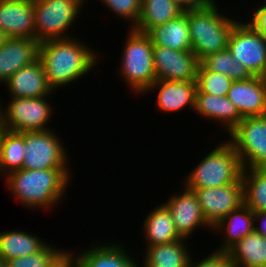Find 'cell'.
<instances>
[{"label": "cell", "mask_w": 266, "mask_h": 267, "mask_svg": "<svg viewBox=\"0 0 266 267\" xmlns=\"http://www.w3.org/2000/svg\"><path fill=\"white\" fill-rule=\"evenodd\" d=\"M50 97L11 98L6 109L0 103L4 129L14 132L49 130L46 124L54 111L52 104L48 103Z\"/></svg>", "instance_id": "obj_8"}, {"label": "cell", "mask_w": 266, "mask_h": 267, "mask_svg": "<svg viewBox=\"0 0 266 267\" xmlns=\"http://www.w3.org/2000/svg\"><path fill=\"white\" fill-rule=\"evenodd\" d=\"M128 254L119 242L94 244L77 253V267H141Z\"/></svg>", "instance_id": "obj_19"}, {"label": "cell", "mask_w": 266, "mask_h": 267, "mask_svg": "<svg viewBox=\"0 0 266 267\" xmlns=\"http://www.w3.org/2000/svg\"><path fill=\"white\" fill-rule=\"evenodd\" d=\"M97 54L75 37L44 41L38 49V59L54 92L91 72L98 64Z\"/></svg>", "instance_id": "obj_1"}, {"label": "cell", "mask_w": 266, "mask_h": 267, "mask_svg": "<svg viewBox=\"0 0 266 267\" xmlns=\"http://www.w3.org/2000/svg\"><path fill=\"white\" fill-rule=\"evenodd\" d=\"M227 48L253 76L266 77V38L248 22L234 25Z\"/></svg>", "instance_id": "obj_10"}, {"label": "cell", "mask_w": 266, "mask_h": 267, "mask_svg": "<svg viewBox=\"0 0 266 267\" xmlns=\"http://www.w3.org/2000/svg\"><path fill=\"white\" fill-rule=\"evenodd\" d=\"M4 127H3V121H2V115H1V111H0V138H1V135L4 131Z\"/></svg>", "instance_id": "obj_40"}, {"label": "cell", "mask_w": 266, "mask_h": 267, "mask_svg": "<svg viewBox=\"0 0 266 267\" xmlns=\"http://www.w3.org/2000/svg\"><path fill=\"white\" fill-rule=\"evenodd\" d=\"M228 137L243 169L266 168V115L243 118Z\"/></svg>", "instance_id": "obj_7"}, {"label": "cell", "mask_w": 266, "mask_h": 267, "mask_svg": "<svg viewBox=\"0 0 266 267\" xmlns=\"http://www.w3.org/2000/svg\"><path fill=\"white\" fill-rule=\"evenodd\" d=\"M185 240L146 247L142 267H188L192 255Z\"/></svg>", "instance_id": "obj_24"}, {"label": "cell", "mask_w": 266, "mask_h": 267, "mask_svg": "<svg viewBox=\"0 0 266 267\" xmlns=\"http://www.w3.org/2000/svg\"><path fill=\"white\" fill-rule=\"evenodd\" d=\"M243 167L231 143L223 141L197 164L188 174L186 188L222 187L242 177Z\"/></svg>", "instance_id": "obj_4"}, {"label": "cell", "mask_w": 266, "mask_h": 267, "mask_svg": "<svg viewBox=\"0 0 266 267\" xmlns=\"http://www.w3.org/2000/svg\"><path fill=\"white\" fill-rule=\"evenodd\" d=\"M7 35H5L0 29V46L6 41Z\"/></svg>", "instance_id": "obj_39"}, {"label": "cell", "mask_w": 266, "mask_h": 267, "mask_svg": "<svg viewBox=\"0 0 266 267\" xmlns=\"http://www.w3.org/2000/svg\"><path fill=\"white\" fill-rule=\"evenodd\" d=\"M157 88L156 103L160 110L172 113L189 106L194 111L196 81L156 80L144 94Z\"/></svg>", "instance_id": "obj_18"}, {"label": "cell", "mask_w": 266, "mask_h": 267, "mask_svg": "<svg viewBox=\"0 0 266 267\" xmlns=\"http://www.w3.org/2000/svg\"><path fill=\"white\" fill-rule=\"evenodd\" d=\"M11 98H37L52 95L46 73L39 59L22 67L6 82Z\"/></svg>", "instance_id": "obj_17"}, {"label": "cell", "mask_w": 266, "mask_h": 267, "mask_svg": "<svg viewBox=\"0 0 266 267\" xmlns=\"http://www.w3.org/2000/svg\"><path fill=\"white\" fill-rule=\"evenodd\" d=\"M0 267H6V263L1 256H0Z\"/></svg>", "instance_id": "obj_41"}, {"label": "cell", "mask_w": 266, "mask_h": 267, "mask_svg": "<svg viewBox=\"0 0 266 267\" xmlns=\"http://www.w3.org/2000/svg\"><path fill=\"white\" fill-rule=\"evenodd\" d=\"M22 168L29 170L68 168V155L59 136L51 129L26 131Z\"/></svg>", "instance_id": "obj_9"}, {"label": "cell", "mask_w": 266, "mask_h": 267, "mask_svg": "<svg viewBox=\"0 0 266 267\" xmlns=\"http://www.w3.org/2000/svg\"><path fill=\"white\" fill-rule=\"evenodd\" d=\"M147 247L183 240L167 208L160 204L146 216L143 228Z\"/></svg>", "instance_id": "obj_23"}, {"label": "cell", "mask_w": 266, "mask_h": 267, "mask_svg": "<svg viewBox=\"0 0 266 267\" xmlns=\"http://www.w3.org/2000/svg\"><path fill=\"white\" fill-rule=\"evenodd\" d=\"M215 2L207 10L188 14L191 51L199 61L226 50L230 34L238 20L220 13Z\"/></svg>", "instance_id": "obj_3"}, {"label": "cell", "mask_w": 266, "mask_h": 267, "mask_svg": "<svg viewBox=\"0 0 266 267\" xmlns=\"http://www.w3.org/2000/svg\"><path fill=\"white\" fill-rule=\"evenodd\" d=\"M75 253L60 250L45 267H77Z\"/></svg>", "instance_id": "obj_36"}, {"label": "cell", "mask_w": 266, "mask_h": 267, "mask_svg": "<svg viewBox=\"0 0 266 267\" xmlns=\"http://www.w3.org/2000/svg\"><path fill=\"white\" fill-rule=\"evenodd\" d=\"M253 224L254 212L245 204L231 211L212 228L214 231L221 232V234L223 232V243L216 250L227 252L232 246L254 230Z\"/></svg>", "instance_id": "obj_21"}, {"label": "cell", "mask_w": 266, "mask_h": 267, "mask_svg": "<svg viewBox=\"0 0 266 267\" xmlns=\"http://www.w3.org/2000/svg\"><path fill=\"white\" fill-rule=\"evenodd\" d=\"M187 189L195 192L202 214L212 228L231 211L244 204L242 177L237 182L222 187Z\"/></svg>", "instance_id": "obj_11"}, {"label": "cell", "mask_w": 266, "mask_h": 267, "mask_svg": "<svg viewBox=\"0 0 266 267\" xmlns=\"http://www.w3.org/2000/svg\"><path fill=\"white\" fill-rule=\"evenodd\" d=\"M248 23L266 38V1L260 7L254 8L253 15Z\"/></svg>", "instance_id": "obj_37"}, {"label": "cell", "mask_w": 266, "mask_h": 267, "mask_svg": "<svg viewBox=\"0 0 266 267\" xmlns=\"http://www.w3.org/2000/svg\"><path fill=\"white\" fill-rule=\"evenodd\" d=\"M127 34L119 74L131 91L143 95L156 81L153 44L147 33L129 28Z\"/></svg>", "instance_id": "obj_5"}, {"label": "cell", "mask_w": 266, "mask_h": 267, "mask_svg": "<svg viewBox=\"0 0 266 267\" xmlns=\"http://www.w3.org/2000/svg\"><path fill=\"white\" fill-rule=\"evenodd\" d=\"M24 132L4 130L0 138V174L22 169L25 155Z\"/></svg>", "instance_id": "obj_28"}, {"label": "cell", "mask_w": 266, "mask_h": 267, "mask_svg": "<svg viewBox=\"0 0 266 267\" xmlns=\"http://www.w3.org/2000/svg\"><path fill=\"white\" fill-rule=\"evenodd\" d=\"M181 193L173 194L168 200L162 203L170 212L176 231L187 239L191 237L198 227H212L205 220L198 198L193 190L184 187Z\"/></svg>", "instance_id": "obj_13"}, {"label": "cell", "mask_w": 266, "mask_h": 267, "mask_svg": "<svg viewBox=\"0 0 266 267\" xmlns=\"http://www.w3.org/2000/svg\"><path fill=\"white\" fill-rule=\"evenodd\" d=\"M153 46L177 51L191 50L188 14H180L164 24L153 27L148 33Z\"/></svg>", "instance_id": "obj_22"}, {"label": "cell", "mask_w": 266, "mask_h": 267, "mask_svg": "<svg viewBox=\"0 0 266 267\" xmlns=\"http://www.w3.org/2000/svg\"><path fill=\"white\" fill-rule=\"evenodd\" d=\"M200 65L205 70L226 75L233 81L246 80L253 77L249 70L232 56L228 48L208 55L200 61Z\"/></svg>", "instance_id": "obj_30"}, {"label": "cell", "mask_w": 266, "mask_h": 267, "mask_svg": "<svg viewBox=\"0 0 266 267\" xmlns=\"http://www.w3.org/2000/svg\"><path fill=\"white\" fill-rule=\"evenodd\" d=\"M87 0H33L35 39L41 43L73 37L68 30ZM67 34V35H66Z\"/></svg>", "instance_id": "obj_6"}, {"label": "cell", "mask_w": 266, "mask_h": 267, "mask_svg": "<svg viewBox=\"0 0 266 267\" xmlns=\"http://www.w3.org/2000/svg\"><path fill=\"white\" fill-rule=\"evenodd\" d=\"M233 82L234 81L226 75L205 70L201 65H199L196 79V93L227 96Z\"/></svg>", "instance_id": "obj_31"}, {"label": "cell", "mask_w": 266, "mask_h": 267, "mask_svg": "<svg viewBox=\"0 0 266 267\" xmlns=\"http://www.w3.org/2000/svg\"><path fill=\"white\" fill-rule=\"evenodd\" d=\"M99 1V0H98ZM142 0H100L107 8L123 20L131 21L130 28H133L141 14Z\"/></svg>", "instance_id": "obj_32"}, {"label": "cell", "mask_w": 266, "mask_h": 267, "mask_svg": "<svg viewBox=\"0 0 266 267\" xmlns=\"http://www.w3.org/2000/svg\"><path fill=\"white\" fill-rule=\"evenodd\" d=\"M70 168L20 169L5 176L10 192L22 205L42 210L55 207L65 195L71 178Z\"/></svg>", "instance_id": "obj_2"}, {"label": "cell", "mask_w": 266, "mask_h": 267, "mask_svg": "<svg viewBox=\"0 0 266 267\" xmlns=\"http://www.w3.org/2000/svg\"><path fill=\"white\" fill-rule=\"evenodd\" d=\"M33 0H0V29L7 37L35 39Z\"/></svg>", "instance_id": "obj_15"}, {"label": "cell", "mask_w": 266, "mask_h": 267, "mask_svg": "<svg viewBox=\"0 0 266 267\" xmlns=\"http://www.w3.org/2000/svg\"><path fill=\"white\" fill-rule=\"evenodd\" d=\"M227 97L242 118L266 115V77L234 81Z\"/></svg>", "instance_id": "obj_14"}, {"label": "cell", "mask_w": 266, "mask_h": 267, "mask_svg": "<svg viewBox=\"0 0 266 267\" xmlns=\"http://www.w3.org/2000/svg\"><path fill=\"white\" fill-rule=\"evenodd\" d=\"M47 242L42 241L37 235L23 230L0 232V256L4 261L31 255L40 251Z\"/></svg>", "instance_id": "obj_26"}, {"label": "cell", "mask_w": 266, "mask_h": 267, "mask_svg": "<svg viewBox=\"0 0 266 267\" xmlns=\"http://www.w3.org/2000/svg\"><path fill=\"white\" fill-rule=\"evenodd\" d=\"M156 80L196 81L200 61L191 51L153 46Z\"/></svg>", "instance_id": "obj_12"}, {"label": "cell", "mask_w": 266, "mask_h": 267, "mask_svg": "<svg viewBox=\"0 0 266 267\" xmlns=\"http://www.w3.org/2000/svg\"><path fill=\"white\" fill-rule=\"evenodd\" d=\"M256 222L257 223L260 222V223L256 224ZM253 225H254V231H256L261 236L266 237V211L254 212V224Z\"/></svg>", "instance_id": "obj_38"}, {"label": "cell", "mask_w": 266, "mask_h": 267, "mask_svg": "<svg viewBox=\"0 0 266 267\" xmlns=\"http://www.w3.org/2000/svg\"><path fill=\"white\" fill-rule=\"evenodd\" d=\"M36 39L8 37L0 46V84H4L22 67L38 59Z\"/></svg>", "instance_id": "obj_16"}, {"label": "cell", "mask_w": 266, "mask_h": 267, "mask_svg": "<svg viewBox=\"0 0 266 267\" xmlns=\"http://www.w3.org/2000/svg\"><path fill=\"white\" fill-rule=\"evenodd\" d=\"M191 257L190 263L188 267H234L233 262L230 259V255L228 252L217 251L210 253L205 256L203 259L197 260L198 262H194Z\"/></svg>", "instance_id": "obj_34"}, {"label": "cell", "mask_w": 266, "mask_h": 267, "mask_svg": "<svg viewBox=\"0 0 266 267\" xmlns=\"http://www.w3.org/2000/svg\"><path fill=\"white\" fill-rule=\"evenodd\" d=\"M180 14L173 0H142L140 18L133 29L148 33L153 27L164 24Z\"/></svg>", "instance_id": "obj_27"}, {"label": "cell", "mask_w": 266, "mask_h": 267, "mask_svg": "<svg viewBox=\"0 0 266 267\" xmlns=\"http://www.w3.org/2000/svg\"><path fill=\"white\" fill-rule=\"evenodd\" d=\"M194 111L203 118L214 119L230 133L243 119L236 106L227 96H215L208 93L195 94Z\"/></svg>", "instance_id": "obj_20"}, {"label": "cell", "mask_w": 266, "mask_h": 267, "mask_svg": "<svg viewBox=\"0 0 266 267\" xmlns=\"http://www.w3.org/2000/svg\"><path fill=\"white\" fill-rule=\"evenodd\" d=\"M181 14L197 13L207 10L214 0H173Z\"/></svg>", "instance_id": "obj_35"}, {"label": "cell", "mask_w": 266, "mask_h": 267, "mask_svg": "<svg viewBox=\"0 0 266 267\" xmlns=\"http://www.w3.org/2000/svg\"><path fill=\"white\" fill-rule=\"evenodd\" d=\"M244 204L253 212L266 211V168L242 171Z\"/></svg>", "instance_id": "obj_29"}, {"label": "cell", "mask_w": 266, "mask_h": 267, "mask_svg": "<svg viewBox=\"0 0 266 267\" xmlns=\"http://www.w3.org/2000/svg\"><path fill=\"white\" fill-rule=\"evenodd\" d=\"M60 251L53 244H46L40 251L6 261V267H45Z\"/></svg>", "instance_id": "obj_33"}, {"label": "cell", "mask_w": 266, "mask_h": 267, "mask_svg": "<svg viewBox=\"0 0 266 267\" xmlns=\"http://www.w3.org/2000/svg\"><path fill=\"white\" fill-rule=\"evenodd\" d=\"M227 252L234 267H266V237L254 230Z\"/></svg>", "instance_id": "obj_25"}]
</instances>
